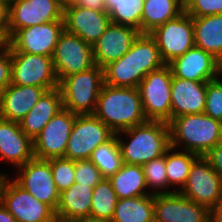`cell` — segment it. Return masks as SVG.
Wrapping results in <instances>:
<instances>
[{"label":"cell","instance_id":"36","mask_svg":"<svg viewBox=\"0 0 222 222\" xmlns=\"http://www.w3.org/2000/svg\"><path fill=\"white\" fill-rule=\"evenodd\" d=\"M204 113L222 123V79L208 81Z\"/></svg>","mask_w":222,"mask_h":222},{"label":"cell","instance_id":"38","mask_svg":"<svg viewBox=\"0 0 222 222\" xmlns=\"http://www.w3.org/2000/svg\"><path fill=\"white\" fill-rule=\"evenodd\" d=\"M185 12L191 17L222 14V0H184Z\"/></svg>","mask_w":222,"mask_h":222},{"label":"cell","instance_id":"47","mask_svg":"<svg viewBox=\"0 0 222 222\" xmlns=\"http://www.w3.org/2000/svg\"><path fill=\"white\" fill-rule=\"evenodd\" d=\"M217 71L218 76L222 78V54L217 58Z\"/></svg>","mask_w":222,"mask_h":222},{"label":"cell","instance_id":"48","mask_svg":"<svg viewBox=\"0 0 222 222\" xmlns=\"http://www.w3.org/2000/svg\"><path fill=\"white\" fill-rule=\"evenodd\" d=\"M106 4V11L109 12L114 7V1L116 0H104Z\"/></svg>","mask_w":222,"mask_h":222},{"label":"cell","instance_id":"39","mask_svg":"<svg viewBox=\"0 0 222 222\" xmlns=\"http://www.w3.org/2000/svg\"><path fill=\"white\" fill-rule=\"evenodd\" d=\"M11 84V50L5 42L0 46V92Z\"/></svg>","mask_w":222,"mask_h":222},{"label":"cell","instance_id":"35","mask_svg":"<svg viewBox=\"0 0 222 222\" xmlns=\"http://www.w3.org/2000/svg\"><path fill=\"white\" fill-rule=\"evenodd\" d=\"M51 164L52 176L58 191L68 189L75 183V161L66 158H53L48 160Z\"/></svg>","mask_w":222,"mask_h":222},{"label":"cell","instance_id":"26","mask_svg":"<svg viewBox=\"0 0 222 222\" xmlns=\"http://www.w3.org/2000/svg\"><path fill=\"white\" fill-rule=\"evenodd\" d=\"M141 34H149L157 27L180 16L185 11L184 0H143Z\"/></svg>","mask_w":222,"mask_h":222},{"label":"cell","instance_id":"7","mask_svg":"<svg viewBox=\"0 0 222 222\" xmlns=\"http://www.w3.org/2000/svg\"><path fill=\"white\" fill-rule=\"evenodd\" d=\"M175 190L189 200L214 211L222 201V177L204 157L199 156L191 165L184 187Z\"/></svg>","mask_w":222,"mask_h":222},{"label":"cell","instance_id":"44","mask_svg":"<svg viewBox=\"0 0 222 222\" xmlns=\"http://www.w3.org/2000/svg\"><path fill=\"white\" fill-rule=\"evenodd\" d=\"M212 222H222V212L219 209L212 211Z\"/></svg>","mask_w":222,"mask_h":222},{"label":"cell","instance_id":"27","mask_svg":"<svg viewBox=\"0 0 222 222\" xmlns=\"http://www.w3.org/2000/svg\"><path fill=\"white\" fill-rule=\"evenodd\" d=\"M195 46L216 59L222 54V14L193 17Z\"/></svg>","mask_w":222,"mask_h":222},{"label":"cell","instance_id":"33","mask_svg":"<svg viewBox=\"0 0 222 222\" xmlns=\"http://www.w3.org/2000/svg\"><path fill=\"white\" fill-rule=\"evenodd\" d=\"M143 0H116L114 7L108 12L111 23L131 26L141 33Z\"/></svg>","mask_w":222,"mask_h":222},{"label":"cell","instance_id":"9","mask_svg":"<svg viewBox=\"0 0 222 222\" xmlns=\"http://www.w3.org/2000/svg\"><path fill=\"white\" fill-rule=\"evenodd\" d=\"M0 202L16 219V222H50L55 212L45 203L38 201L14 179L2 177Z\"/></svg>","mask_w":222,"mask_h":222},{"label":"cell","instance_id":"17","mask_svg":"<svg viewBox=\"0 0 222 222\" xmlns=\"http://www.w3.org/2000/svg\"><path fill=\"white\" fill-rule=\"evenodd\" d=\"M63 21L58 0H13L10 2L9 38L19 29Z\"/></svg>","mask_w":222,"mask_h":222},{"label":"cell","instance_id":"23","mask_svg":"<svg viewBox=\"0 0 222 222\" xmlns=\"http://www.w3.org/2000/svg\"><path fill=\"white\" fill-rule=\"evenodd\" d=\"M47 89L10 84L0 92V118L20 122Z\"/></svg>","mask_w":222,"mask_h":222},{"label":"cell","instance_id":"10","mask_svg":"<svg viewBox=\"0 0 222 222\" xmlns=\"http://www.w3.org/2000/svg\"><path fill=\"white\" fill-rule=\"evenodd\" d=\"M149 34L155 40L165 64H169L195 46L193 17L185 11Z\"/></svg>","mask_w":222,"mask_h":222},{"label":"cell","instance_id":"49","mask_svg":"<svg viewBox=\"0 0 222 222\" xmlns=\"http://www.w3.org/2000/svg\"><path fill=\"white\" fill-rule=\"evenodd\" d=\"M79 222H112V221H110V220H96V219H92V218H87V219L80 220Z\"/></svg>","mask_w":222,"mask_h":222},{"label":"cell","instance_id":"24","mask_svg":"<svg viewBox=\"0 0 222 222\" xmlns=\"http://www.w3.org/2000/svg\"><path fill=\"white\" fill-rule=\"evenodd\" d=\"M62 106V94L59 87L47 90L28 114L19 122L21 130L32 140L44 126L56 115Z\"/></svg>","mask_w":222,"mask_h":222},{"label":"cell","instance_id":"40","mask_svg":"<svg viewBox=\"0 0 222 222\" xmlns=\"http://www.w3.org/2000/svg\"><path fill=\"white\" fill-rule=\"evenodd\" d=\"M9 12L10 2L0 0V38L4 42L9 40Z\"/></svg>","mask_w":222,"mask_h":222},{"label":"cell","instance_id":"46","mask_svg":"<svg viewBox=\"0 0 222 222\" xmlns=\"http://www.w3.org/2000/svg\"><path fill=\"white\" fill-rule=\"evenodd\" d=\"M50 222H79L78 220L66 219L55 215Z\"/></svg>","mask_w":222,"mask_h":222},{"label":"cell","instance_id":"8","mask_svg":"<svg viewBox=\"0 0 222 222\" xmlns=\"http://www.w3.org/2000/svg\"><path fill=\"white\" fill-rule=\"evenodd\" d=\"M115 133L94 114L77 115L67 142L64 158L89 159L92 152Z\"/></svg>","mask_w":222,"mask_h":222},{"label":"cell","instance_id":"30","mask_svg":"<svg viewBox=\"0 0 222 222\" xmlns=\"http://www.w3.org/2000/svg\"><path fill=\"white\" fill-rule=\"evenodd\" d=\"M99 169L103 178L109 179L123 165L121 150L116 135L98 146L89 158Z\"/></svg>","mask_w":222,"mask_h":222},{"label":"cell","instance_id":"4","mask_svg":"<svg viewBox=\"0 0 222 222\" xmlns=\"http://www.w3.org/2000/svg\"><path fill=\"white\" fill-rule=\"evenodd\" d=\"M169 128L171 147L175 151L180 144L183 151L203 157L222 141V123L205 113L174 117Z\"/></svg>","mask_w":222,"mask_h":222},{"label":"cell","instance_id":"15","mask_svg":"<svg viewBox=\"0 0 222 222\" xmlns=\"http://www.w3.org/2000/svg\"><path fill=\"white\" fill-rule=\"evenodd\" d=\"M64 21L25 27L17 30L8 40L11 52H25L52 57L64 31Z\"/></svg>","mask_w":222,"mask_h":222},{"label":"cell","instance_id":"42","mask_svg":"<svg viewBox=\"0 0 222 222\" xmlns=\"http://www.w3.org/2000/svg\"><path fill=\"white\" fill-rule=\"evenodd\" d=\"M76 5L86 9L106 11V4L104 0H79Z\"/></svg>","mask_w":222,"mask_h":222},{"label":"cell","instance_id":"52","mask_svg":"<svg viewBox=\"0 0 222 222\" xmlns=\"http://www.w3.org/2000/svg\"><path fill=\"white\" fill-rule=\"evenodd\" d=\"M3 176H4V175H3L2 173H0V182H1V179H2Z\"/></svg>","mask_w":222,"mask_h":222},{"label":"cell","instance_id":"32","mask_svg":"<svg viewBox=\"0 0 222 222\" xmlns=\"http://www.w3.org/2000/svg\"><path fill=\"white\" fill-rule=\"evenodd\" d=\"M117 201L118 198L112 188L110 180L103 178L93 188L90 218L111 221Z\"/></svg>","mask_w":222,"mask_h":222},{"label":"cell","instance_id":"45","mask_svg":"<svg viewBox=\"0 0 222 222\" xmlns=\"http://www.w3.org/2000/svg\"><path fill=\"white\" fill-rule=\"evenodd\" d=\"M60 6L64 9L65 7L75 5L79 0H58Z\"/></svg>","mask_w":222,"mask_h":222},{"label":"cell","instance_id":"6","mask_svg":"<svg viewBox=\"0 0 222 222\" xmlns=\"http://www.w3.org/2000/svg\"><path fill=\"white\" fill-rule=\"evenodd\" d=\"M173 74L168 64L148 73L138 86L147 120L171 121V85Z\"/></svg>","mask_w":222,"mask_h":222},{"label":"cell","instance_id":"43","mask_svg":"<svg viewBox=\"0 0 222 222\" xmlns=\"http://www.w3.org/2000/svg\"><path fill=\"white\" fill-rule=\"evenodd\" d=\"M0 222H16V219L9 213V211L0 202Z\"/></svg>","mask_w":222,"mask_h":222},{"label":"cell","instance_id":"12","mask_svg":"<svg viewBox=\"0 0 222 222\" xmlns=\"http://www.w3.org/2000/svg\"><path fill=\"white\" fill-rule=\"evenodd\" d=\"M52 60L58 82L95 66L92 46L65 30L56 44Z\"/></svg>","mask_w":222,"mask_h":222},{"label":"cell","instance_id":"29","mask_svg":"<svg viewBox=\"0 0 222 222\" xmlns=\"http://www.w3.org/2000/svg\"><path fill=\"white\" fill-rule=\"evenodd\" d=\"M112 222H154V194L118 199Z\"/></svg>","mask_w":222,"mask_h":222},{"label":"cell","instance_id":"21","mask_svg":"<svg viewBox=\"0 0 222 222\" xmlns=\"http://www.w3.org/2000/svg\"><path fill=\"white\" fill-rule=\"evenodd\" d=\"M0 158L17 168L34 158L33 140L18 122L0 118Z\"/></svg>","mask_w":222,"mask_h":222},{"label":"cell","instance_id":"1","mask_svg":"<svg viewBox=\"0 0 222 222\" xmlns=\"http://www.w3.org/2000/svg\"><path fill=\"white\" fill-rule=\"evenodd\" d=\"M165 65L150 34H139L121 58L103 68L104 83L114 87L138 88L143 78Z\"/></svg>","mask_w":222,"mask_h":222},{"label":"cell","instance_id":"41","mask_svg":"<svg viewBox=\"0 0 222 222\" xmlns=\"http://www.w3.org/2000/svg\"><path fill=\"white\" fill-rule=\"evenodd\" d=\"M210 166L222 177V141L203 156Z\"/></svg>","mask_w":222,"mask_h":222},{"label":"cell","instance_id":"37","mask_svg":"<svg viewBox=\"0 0 222 222\" xmlns=\"http://www.w3.org/2000/svg\"><path fill=\"white\" fill-rule=\"evenodd\" d=\"M74 178L75 183L94 188L103 179V176L90 159H83L75 161Z\"/></svg>","mask_w":222,"mask_h":222},{"label":"cell","instance_id":"16","mask_svg":"<svg viewBox=\"0 0 222 222\" xmlns=\"http://www.w3.org/2000/svg\"><path fill=\"white\" fill-rule=\"evenodd\" d=\"M154 222H212V211L179 192L156 194Z\"/></svg>","mask_w":222,"mask_h":222},{"label":"cell","instance_id":"22","mask_svg":"<svg viewBox=\"0 0 222 222\" xmlns=\"http://www.w3.org/2000/svg\"><path fill=\"white\" fill-rule=\"evenodd\" d=\"M207 82L173 76L171 85V120L186 114L204 113Z\"/></svg>","mask_w":222,"mask_h":222},{"label":"cell","instance_id":"28","mask_svg":"<svg viewBox=\"0 0 222 222\" xmlns=\"http://www.w3.org/2000/svg\"><path fill=\"white\" fill-rule=\"evenodd\" d=\"M109 180L118 199L152 194L147 191L144 171L140 165L123 163L122 167Z\"/></svg>","mask_w":222,"mask_h":222},{"label":"cell","instance_id":"25","mask_svg":"<svg viewBox=\"0 0 222 222\" xmlns=\"http://www.w3.org/2000/svg\"><path fill=\"white\" fill-rule=\"evenodd\" d=\"M93 187L74 183L60 193L55 215L73 220L90 218Z\"/></svg>","mask_w":222,"mask_h":222},{"label":"cell","instance_id":"34","mask_svg":"<svg viewBox=\"0 0 222 222\" xmlns=\"http://www.w3.org/2000/svg\"><path fill=\"white\" fill-rule=\"evenodd\" d=\"M144 171V179L146 187L159 189L164 191H155L152 194H168L174 193L176 190L167 191L165 188L168 186L167 174H166V153L158 158L152 159L151 161L142 165Z\"/></svg>","mask_w":222,"mask_h":222},{"label":"cell","instance_id":"19","mask_svg":"<svg viewBox=\"0 0 222 222\" xmlns=\"http://www.w3.org/2000/svg\"><path fill=\"white\" fill-rule=\"evenodd\" d=\"M140 32L131 26L110 23L103 35L92 46L95 65L104 68L121 58L131 48Z\"/></svg>","mask_w":222,"mask_h":222},{"label":"cell","instance_id":"50","mask_svg":"<svg viewBox=\"0 0 222 222\" xmlns=\"http://www.w3.org/2000/svg\"><path fill=\"white\" fill-rule=\"evenodd\" d=\"M5 42L0 38V46L3 45Z\"/></svg>","mask_w":222,"mask_h":222},{"label":"cell","instance_id":"31","mask_svg":"<svg viewBox=\"0 0 222 222\" xmlns=\"http://www.w3.org/2000/svg\"><path fill=\"white\" fill-rule=\"evenodd\" d=\"M174 150L173 147H170L166 151L168 186L178 185L180 188L179 190H181L187 181L191 165L199 156L185 150L176 152ZM172 151L174 152L171 153Z\"/></svg>","mask_w":222,"mask_h":222},{"label":"cell","instance_id":"11","mask_svg":"<svg viewBox=\"0 0 222 222\" xmlns=\"http://www.w3.org/2000/svg\"><path fill=\"white\" fill-rule=\"evenodd\" d=\"M11 84L37 86L47 90L58 87L52 57L11 52Z\"/></svg>","mask_w":222,"mask_h":222},{"label":"cell","instance_id":"18","mask_svg":"<svg viewBox=\"0 0 222 222\" xmlns=\"http://www.w3.org/2000/svg\"><path fill=\"white\" fill-rule=\"evenodd\" d=\"M63 21L65 31L78 35L91 46L111 23L107 11L86 9L76 4L63 9Z\"/></svg>","mask_w":222,"mask_h":222},{"label":"cell","instance_id":"14","mask_svg":"<svg viewBox=\"0 0 222 222\" xmlns=\"http://www.w3.org/2000/svg\"><path fill=\"white\" fill-rule=\"evenodd\" d=\"M76 114L62 108L33 140L34 158H64Z\"/></svg>","mask_w":222,"mask_h":222},{"label":"cell","instance_id":"20","mask_svg":"<svg viewBox=\"0 0 222 222\" xmlns=\"http://www.w3.org/2000/svg\"><path fill=\"white\" fill-rule=\"evenodd\" d=\"M174 77L208 82L218 78L217 59L196 46L168 64Z\"/></svg>","mask_w":222,"mask_h":222},{"label":"cell","instance_id":"5","mask_svg":"<svg viewBox=\"0 0 222 222\" xmlns=\"http://www.w3.org/2000/svg\"><path fill=\"white\" fill-rule=\"evenodd\" d=\"M103 84V68L98 65L65 77L58 85L63 108L76 115L94 114Z\"/></svg>","mask_w":222,"mask_h":222},{"label":"cell","instance_id":"13","mask_svg":"<svg viewBox=\"0 0 222 222\" xmlns=\"http://www.w3.org/2000/svg\"><path fill=\"white\" fill-rule=\"evenodd\" d=\"M14 179L38 201L47 204L54 212L57 209L60 192L52 176L51 164L48 160L33 158L18 167Z\"/></svg>","mask_w":222,"mask_h":222},{"label":"cell","instance_id":"2","mask_svg":"<svg viewBox=\"0 0 222 222\" xmlns=\"http://www.w3.org/2000/svg\"><path fill=\"white\" fill-rule=\"evenodd\" d=\"M94 115L115 134L147 121L138 88L103 84Z\"/></svg>","mask_w":222,"mask_h":222},{"label":"cell","instance_id":"51","mask_svg":"<svg viewBox=\"0 0 222 222\" xmlns=\"http://www.w3.org/2000/svg\"><path fill=\"white\" fill-rule=\"evenodd\" d=\"M218 209L222 212V201Z\"/></svg>","mask_w":222,"mask_h":222},{"label":"cell","instance_id":"3","mask_svg":"<svg viewBox=\"0 0 222 222\" xmlns=\"http://www.w3.org/2000/svg\"><path fill=\"white\" fill-rule=\"evenodd\" d=\"M124 133L130 141H123ZM121 150L123 163L140 165L165 155L171 147L169 123L151 121L131 127L115 134Z\"/></svg>","mask_w":222,"mask_h":222}]
</instances>
